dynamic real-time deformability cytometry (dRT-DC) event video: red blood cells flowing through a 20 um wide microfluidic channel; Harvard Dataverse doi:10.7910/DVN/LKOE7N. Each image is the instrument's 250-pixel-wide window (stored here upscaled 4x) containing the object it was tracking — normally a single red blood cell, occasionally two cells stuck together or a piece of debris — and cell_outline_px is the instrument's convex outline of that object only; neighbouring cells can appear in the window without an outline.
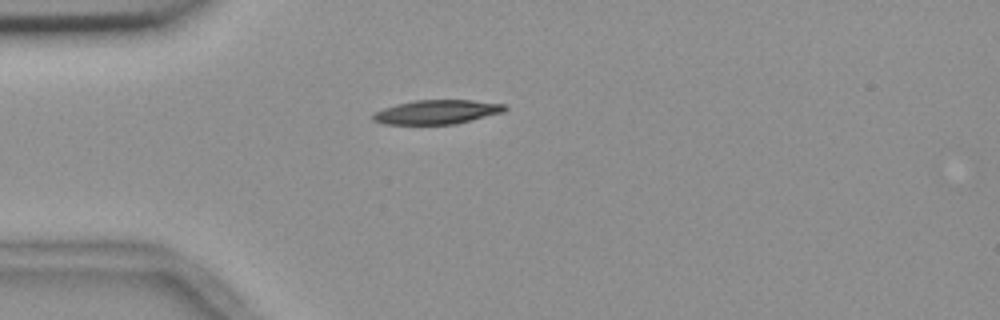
{"species": "common noctule bat (a hibernating species)", "species_latin": "Nyctalus noctula", "temperature_condition": "room temperature", "stored_images_in_passage": 42, "camera_frame_rate_fps": 3000, "um_per_image_px": 0.085, "animal": {"sex": "female", "body_mass_g": 18.4}, "frame": {"image": 1, "passage_image": 2, "time_ms": 0.333, "image_size_px": [1000, 320], "cell_outline_px": [[508, 108], [504, 112], [456, 124], [384, 124], [372, 120], [372, 112], [396, 104], [416, 100], [472, 100], [504, 104]], "centroid_in_image_um": [37.12, 9.52], "position_along_channel_um": 47.9, "area_um2": 18.61}}
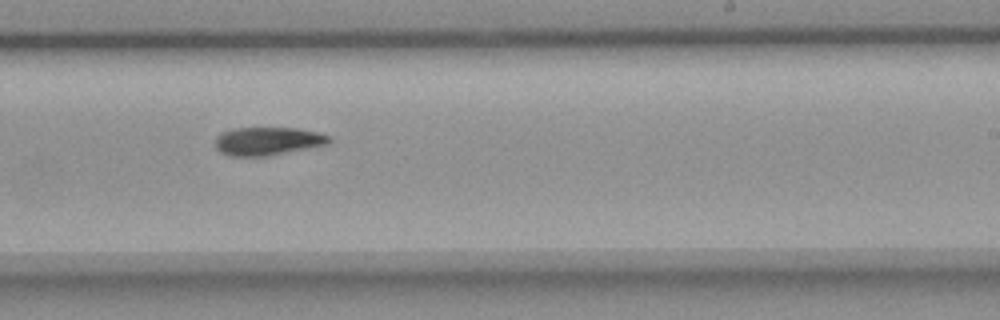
{"frame": {"image": 2, "passage_image": 21, "time_ms": 6.667, "image_size_px": [1000, 320], "cell_outline_px": [[332, 140], [328, 144], [268, 156], [228, 156], [220, 152], [216, 148], [216, 136], [220, 132], [232, 128], [296, 128], [316, 132], [328, 136]], "centroid_in_image_um": [22.71, 12.0], "position_along_channel_um": 266.3, "area_um2": 18.73}}
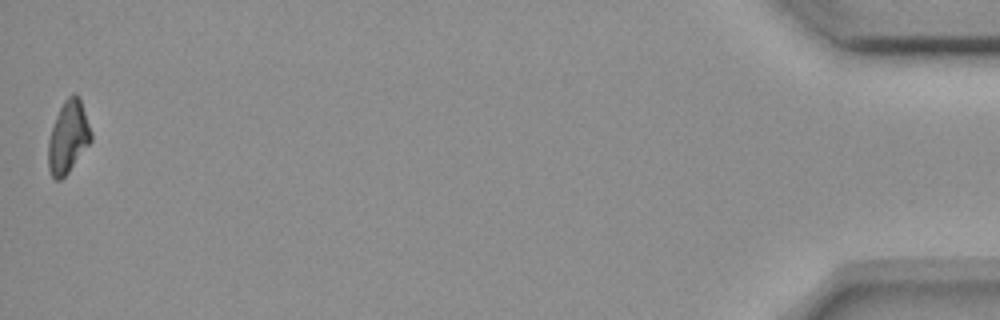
{"frame": {"image": 3, "passage_image": 42, "time_ms": 13.667, "image_size_px": [1000, 320], "cell_outline_px": [[92, 140], [68, 172], [60, 180], [56, 180], [52, 176], [48, 168], [48, 140], [56, 116], [64, 100], [72, 92], [76, 92], [80, 96], [92, 132]], "centroid_in_image_um": [5.8, 11.6], "position_along_channel_um": 429.4, "area_um2": 18.09}, "authors_computed_cell_mechanics": {"area_um2": 18.7561, "velocity_mm_per_s": 3.6796, "shape_relaxation_time_tau1_ms": 7.0289, "shape_relaxation_time_tau2_ms": null, "deformation_change_tau1": 0.1705, "deformation_change_tau2": null}}